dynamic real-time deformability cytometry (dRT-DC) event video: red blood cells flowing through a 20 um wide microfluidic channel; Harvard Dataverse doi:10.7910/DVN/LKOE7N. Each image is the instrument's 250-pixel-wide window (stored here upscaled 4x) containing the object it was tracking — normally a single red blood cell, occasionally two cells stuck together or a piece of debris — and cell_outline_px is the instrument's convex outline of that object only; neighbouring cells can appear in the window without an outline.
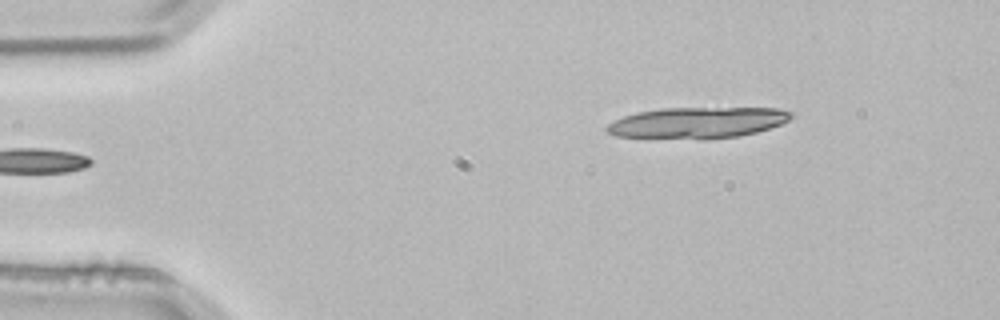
{"species": "common noctule bat (a hibernating species)", "species_latin": "Nyctalus noctula", "temperature_condition": "room temperature", "stored_images_in_passage": 3, "segment_of_instrument_passage": [2, 2], "camera_frame_rate_fps": 3000, "um_per_image_px": 0.085, "animal": {"sex": "male", "body_mass_g": 21.5, "forearm_length_mm": 52.0}, "frame": {"image": 1, "passage_image": 3, "time_ms": 0.667, "image_size_px": [1000, 320], "cell_outline_px": [[792, 116], [788, 120], [780, 124], [756, 132], [740, 136], [704, 140], [700, 140], [616, 136], [608, 132], [604, 128], [608, 124], [624, 116], [636, 112], [664, 108], [780, 108], [792, 112]], "centroid_in_image_um": [59.28, 10.44], "position_along_channel_um": 25.7, "area_um2": 33.64}}